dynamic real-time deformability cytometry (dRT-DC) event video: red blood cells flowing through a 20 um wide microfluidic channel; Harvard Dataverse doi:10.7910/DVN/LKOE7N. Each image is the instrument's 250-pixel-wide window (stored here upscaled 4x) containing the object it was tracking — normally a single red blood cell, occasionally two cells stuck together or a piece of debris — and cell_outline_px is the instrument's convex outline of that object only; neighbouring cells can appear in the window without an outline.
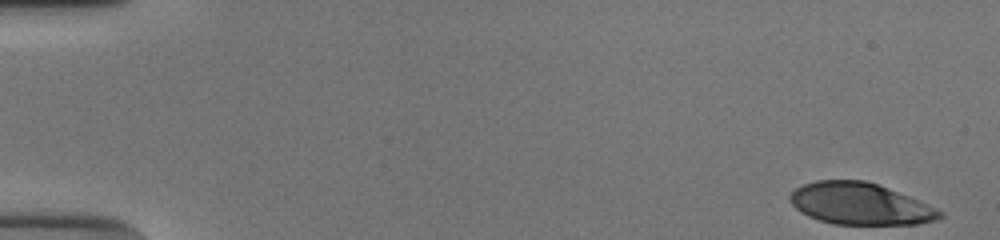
{"species": "human", "species_latin": "Homo sapiens", "temperature_condition": "cold", "stored_images_in_passage": 52, "camera_frame_rate_fps": 3000, "um_per_image_px": 0.085, "donor": {"sex": "male"}, "frame": {"image": 1, "passage_image": 1, "time_ms": 0.0, "image_size_px": [1000, 240], "cell_outline_px": [[944, 216], [936, 220], [916, 224], [832, 224], [808, 216], [800, 212], [788, 200], [788, 196], [796, 188], [804, 184], [816, 180], [864, 180], [876, 184], [916, 200], [944, 212]], "centroid_in_image_um": [73.05, 17.33], "position_along_channel_um": 12.0, "area_um2": 36.01}}
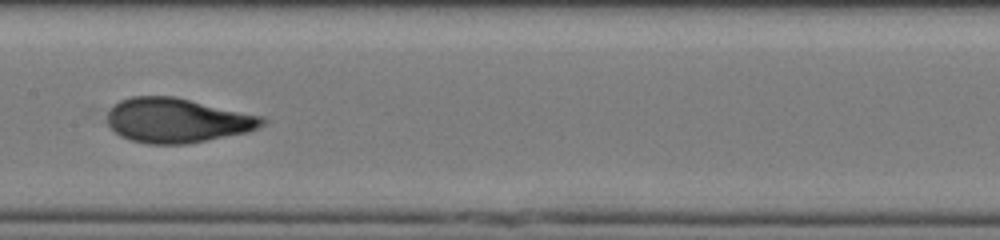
{"frame": {"image": 2, "passage_image": 27, "time_ms": 8.667, "image_size_px": [1000, 240], "cell_outline_px": [[268, 120], [264, 124], [248, 132], [188, 144], [148, 144], [132, 140], [120, 136], [108, 128], [108, 108], [112, 104], [120, 100], [132, 96], [172, 96], [264, 116]], "centroid_in_image_um": [15.03, 10.23], "position_along_channel_um": 192.4, "area_um2": 40.52}}
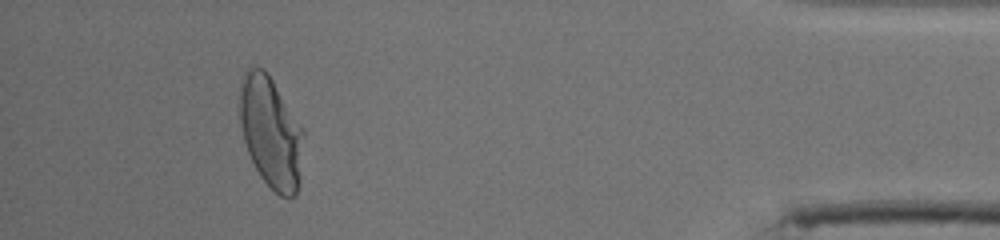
{"frame": {"image": 3, "passage_image": 48, "time_ms": 15.667, "image_size_px": [1000, 240], "cell_outline_px": [[304, 132], [300, 180], [296, 192], [288, 200], [280, 196], [260, 176], [248, 152], [244, 140], [240, 124], [240, 80], [244, 68], [252, 64], [264, 68], [268, 72], [304, 128]], "centroid_in_image_um": [23.02, 11.17], "position_along_channel_um": 412.2, "area_um2": 42.08}, "authors_computed_cell_mechanics": {"area_um2": 40.0554, "velocity_mm_per_s": 3.8767, "shape_relaxation_time_tau1_ms": 4.1018, "shape_relaxation_time_tau2_ms": 0.9721, "deformation_change_tau1": 0.2125, "deformation_change_tau2": 0.0674}}